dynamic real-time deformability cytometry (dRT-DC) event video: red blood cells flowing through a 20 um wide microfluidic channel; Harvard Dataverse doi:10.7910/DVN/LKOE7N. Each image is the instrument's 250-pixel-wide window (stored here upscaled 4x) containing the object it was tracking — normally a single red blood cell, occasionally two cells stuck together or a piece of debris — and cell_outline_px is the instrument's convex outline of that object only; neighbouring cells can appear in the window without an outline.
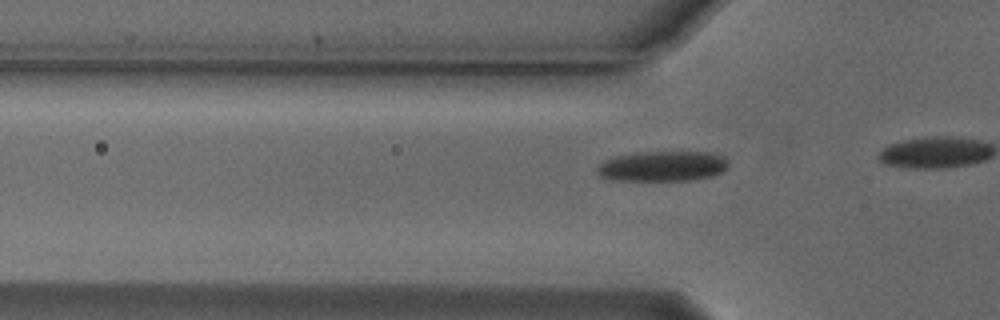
{"species": "Egyptian fruit bat (a non-hibernating species)", "species_latin": "Rousettus aegyptiacus", "temperature_condition": "cold", "stored_images_in_passage": 17, "camera_frame_rate_fps": 3000, "um_per_image_px": 0.085, "animal": {"sex": "male"}, "frame": {"image": 1, "passage_image": 14, "time_ms": 4.333, "image_size_px": [1000, 320], "cell_outline_px": [[728, 168], [712, 176], [688, 180], [616, 180], [600, 176], [596, 172], [596, 168], [604, 160], [612, 156], [636, 152], [712, 152], [724, 156], [728, 160]], "centroid_in_image_um": [56.31, 14.11], "position_along_channel_um": 69.5, "area_um2": 23.29}}